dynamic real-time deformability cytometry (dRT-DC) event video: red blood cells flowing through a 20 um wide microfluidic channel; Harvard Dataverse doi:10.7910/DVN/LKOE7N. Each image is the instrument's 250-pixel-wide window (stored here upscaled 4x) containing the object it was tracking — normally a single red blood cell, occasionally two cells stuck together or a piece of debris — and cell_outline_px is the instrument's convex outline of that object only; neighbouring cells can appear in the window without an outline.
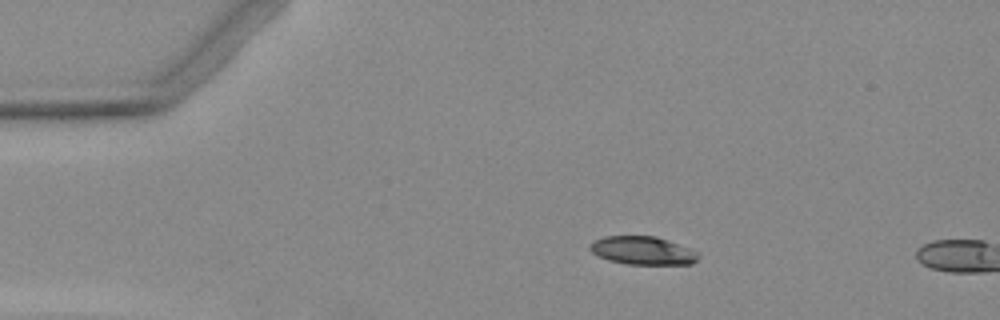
{"species": "Egyptian fruit bat (a non-hibernating species)", "species_latin": "Rousettus aegyptiacus", "temperature_condition": "warm", "stored_images_in_passage": 3, "camera_frame_rate_fps": 3000, "um_per_image_px": 0.085, "animal": {"sex": "female"}, "frame": {"image": 1, "passage_image": 2, "time_ms": 2.0, "image_size_px": [1000, 320], "cell_outline_px": [[700, 256], [692, 264], [628, 264], [608, 260], [592, 252], [588, 248], [588, 244], [604, 236], [656, 236], [688, 248], [696, 252]], "centroid_in_image_um": [54.6, 21.29], "position_along_channel_um": 30.4, "area_um2": 17.63}}